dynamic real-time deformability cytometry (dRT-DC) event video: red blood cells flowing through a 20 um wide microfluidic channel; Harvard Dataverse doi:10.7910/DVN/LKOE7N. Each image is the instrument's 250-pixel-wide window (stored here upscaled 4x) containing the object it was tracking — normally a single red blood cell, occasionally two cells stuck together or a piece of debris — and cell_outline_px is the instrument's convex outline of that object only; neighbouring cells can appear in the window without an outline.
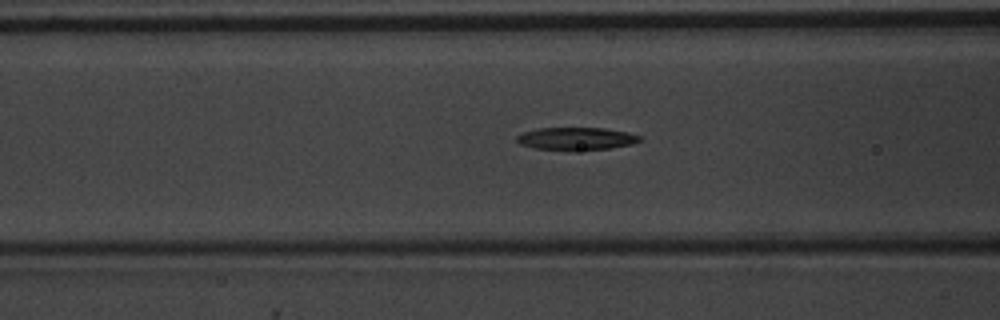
{"species": "common noctule bat (a hibernating species)", "species_latin": "Nyctalus noctula", "temperature_condition": "warm", "stored_images_in_passage": 46, "camera_frame_rate_fps": 3000, "um_per_image_px": 0.085, "animal": {"sex": "male", "body_mass_g": 20.1, "forearm_length_mm": 53.5}, "frame": {"image": 1, "passage_image": 15, "time_ms": 4.667, "image_size_px": [1000, 320], "cell_outline_px": [[640, 140], [632, 144], [608, 148], [572, 152], [532, 148], [520, 144], [516, 140], [516, 136], [524, 132], [536, 128], [604, 128], [628, 132], [640, 136]], "centroid_in_image_um": [48.93, 11.81], "position_along_channel_um": 117.7, "area_um2": 16.59}}
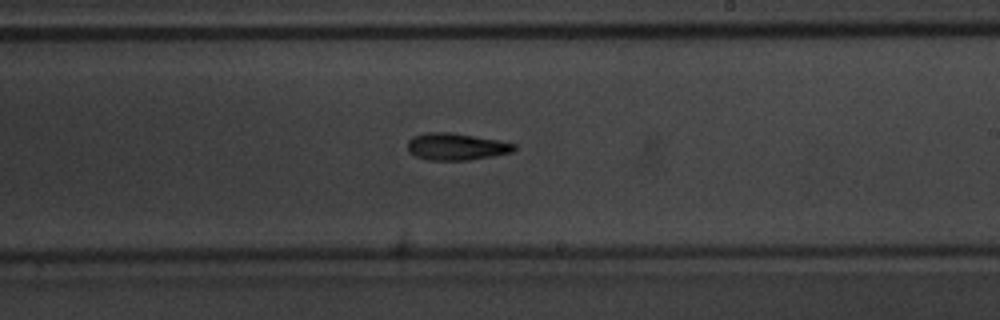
{"frame": {"image": 2, "passage_image": 25, "time_ms": 8.0, "image_size_px": [1000, 320], "cell_outline_px": [[516, 148], [512, 152], [492, 156], [468, 160], [428, 160], [416, 156], [408, 152], [408, 140], [412, 136], [424, 132], [452, 132], [500, 140], [516, 144]], "centroid_in_image_um": [38.76, 12.45], "position_along_channel_um": 250.2, "area_um2": 16.94}}
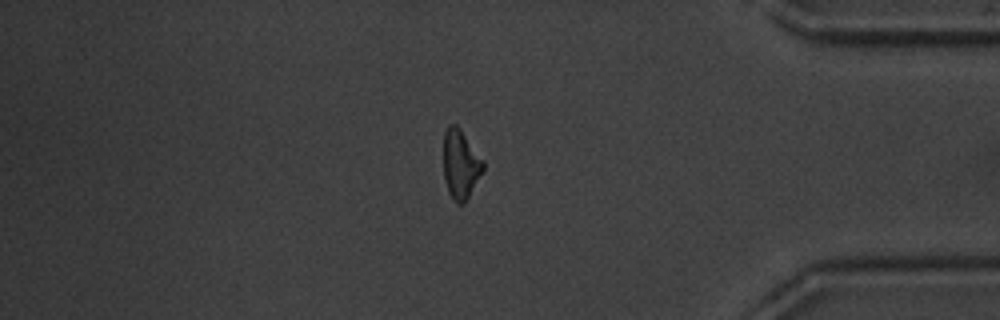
{"frame": {"image": 3, "passage_image": 38, "time_ms": 12.333, "image_size_px": [1000, 320], "cell_outline_px": [[484, 168], [464, 204], [456, 204], [448, 192], [444, 180], [444, 132], [448, 124], [456, 124], [460, 128], [484, 160]], "centroid_in_image_um": [39.14, 13.95], "position_along_channel_um": 396.1, "area_um2": 16.01}, "authors_computed_cell_mechanics": {"area_um2": 16.4152, "velocity_mm_per_s": 3.9738, "shape_relaxation_time_tau1_ms": 4.4261, "shape_relaxation_time_tau2_ms": null, "deformation_change_tau1": 0.1557, "deformation_change_tau2": null}}